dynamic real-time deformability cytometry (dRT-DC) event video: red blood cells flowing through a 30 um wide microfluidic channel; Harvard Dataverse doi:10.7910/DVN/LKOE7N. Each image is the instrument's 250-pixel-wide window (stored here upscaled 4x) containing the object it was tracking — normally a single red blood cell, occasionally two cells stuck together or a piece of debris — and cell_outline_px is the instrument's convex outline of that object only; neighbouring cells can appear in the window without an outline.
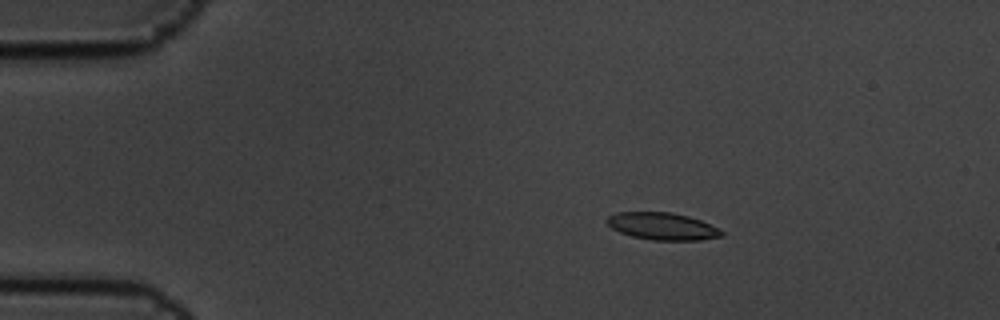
{"species": "common noctule bat (a hibernating species)", "species_latin": "Nyctalus noctula", "temperature_condition": "cold", "stored_images_in_passage": 6, "camera_frame_rate_fps": 3000, "um_per_image_px": 0.085, "animal": {"sex": "male", "body_mass_g": 19.5, "forearm_length_mm": 54.6}, "frame": {"image": 1, "passage_image": 4, "time_ms": 1.0, "image_size_px": [1000, 320], "cell_outline_px": [[724, 236], [700, 240], [652, 240], [632, 236], [620, 232], [612, 228], [604, 220], [608, 216], [616, 212], [672, 212], [688, 216], [700, 220], [724, 232]], "centroid_in_image_um": [56.27, 19.23], "position_along_channel_um": 28.7, "area_um2": 18.15}}